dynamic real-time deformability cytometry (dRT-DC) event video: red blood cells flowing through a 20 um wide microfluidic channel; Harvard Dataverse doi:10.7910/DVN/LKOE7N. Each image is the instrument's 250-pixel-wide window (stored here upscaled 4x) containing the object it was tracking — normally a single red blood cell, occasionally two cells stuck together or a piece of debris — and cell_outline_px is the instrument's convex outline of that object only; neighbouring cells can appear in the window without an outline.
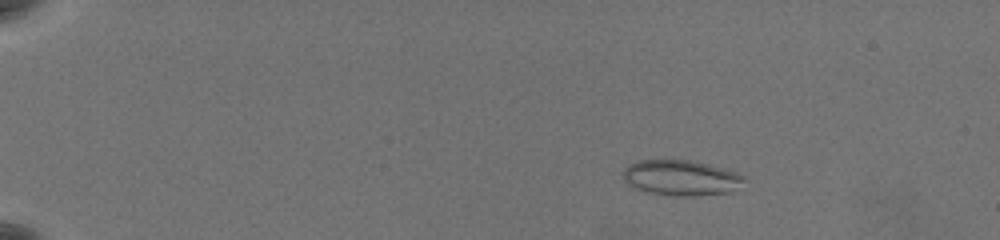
{"species": "common noctule bat (a hibernating species)", "species_latin": "Nyctalus noctula", "temperature_condition": "warm", "stored_images_in_passage": 57, "camera_frame_rate_fps": 3000, "um_per_image_px": 0.085, "animal": {"sex": "female", "body_mass_g": 19.5, "forearm_length_mm": 54.1}, "frame": {"image": 1, "passage_image": 7, "time_ms": 2.0, "image_size_px": [1000, 240], "cell_outline_px": [[744, 180], [732, 192], [692, 196], [672, 196], [648, 192], [636, 188], [628, 184], [624, 180], [624, 168], [628, 164], [640, 160], [692, 160], [724, 168], [736, 172], [744, 176]], "centroid_in_image_um": [57.88, 15.11], "position_along_channel_um": 27.1, "area_um2": 24.97}}
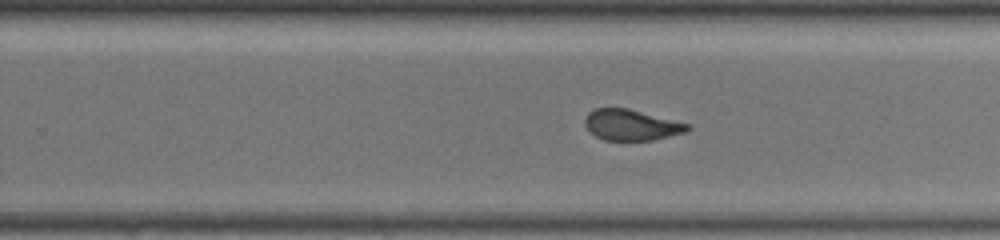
{"frame": {"image": 2, "passage_image": 38, "time_ms": 12.333, "image_size_px": [1000, 240], "cell_outline_px": [[692, 128], [684, 132], [652, 140], [604, 140], [596, 136], [584, 124], [584, 120], [588, 112], [596, 108], [628, 108], [692, 124]], "centroid_in_image_um": [53.69, 10.61], "position_along_channel_um": 276.1, "area_um2": 18.44}}
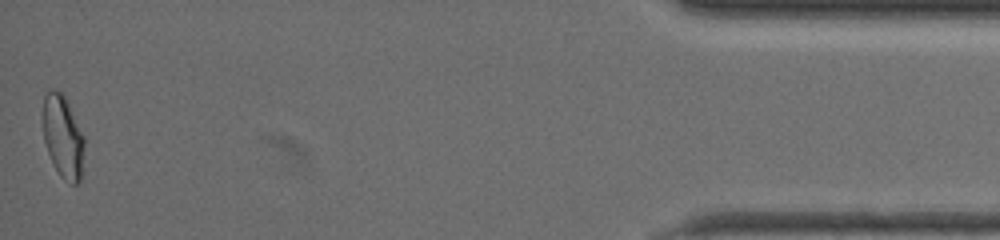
{"frame": {"image": 3, "passage_image": 57, "time_ms": 18.667, "image_size_px": [1000, 240], "cell_outline_px": [[84, 144], [80, 180], [76, 184], [72, 184], [64, 180], [60, 176], [52, 164], [44, 140], [44, 96], [48, 88], [52, 88], [60, 92], [64, 96], [84, 136]], "centroid_in_image_um": [5.35, 11.64], "position_along_channel_um": 429.9, "area_um2": 19.65}, "authors_computed_cell_mechanics": {"area_um2": 20.0566, "velocity_mm_per_s": 3.5973, "shape_relaxation_time_tau1_ms": 7.2315, "shape_relaxation_time_tau2_ms": 1.1302, "deformation_change_tau1": 0.1619, "deformation_change_tau2": 0.0841}}